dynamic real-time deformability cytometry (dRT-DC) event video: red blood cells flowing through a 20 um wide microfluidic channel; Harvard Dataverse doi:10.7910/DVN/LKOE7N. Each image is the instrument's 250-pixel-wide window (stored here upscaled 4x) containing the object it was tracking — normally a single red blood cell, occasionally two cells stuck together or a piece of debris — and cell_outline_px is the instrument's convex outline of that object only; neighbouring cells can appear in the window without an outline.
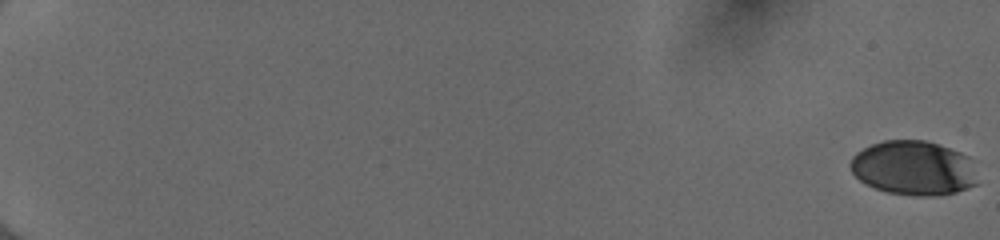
{"species": "human", "species_latin": "Homo sapiens", "temperature_condition": "cold", "stored_images_in_passage": 55, "camera_frame_rate_fps": 3000, "um_per_image_px": 0.085, "donor": {"sex": "female"}, "frame": {"image": 1, "passage_image": 1, "time_ms": 0.0, "image_size_px": [1000, 240], "cell_outline_px": [[976, 184], [968, 188], [956, 192], [932, 196], [916, 196], [888, 192], [876, 188], [860, 180], [852, 172], [848, 164], [852, 156], [856, 152], [872, 144], [884, 140], [924, 140], [940, 144], [960, 152], [968, 156]], "centroid_in_image_um": [77.6, 14.27], "position_along_channel_um": 7.4, "area_um2": 40.06}}
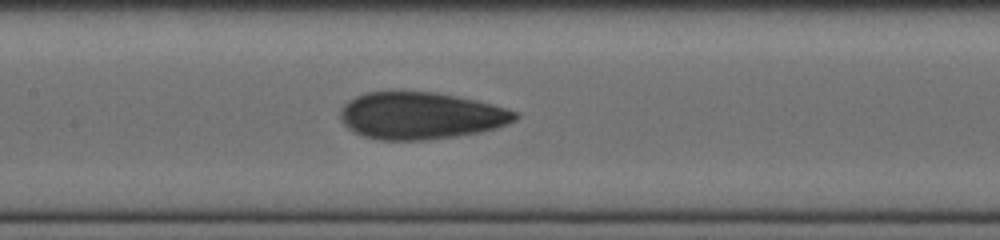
{"frame": {"image": 2, "passage_image": 31, "time_ms": 10.0, "image_size_px": [1000, 240], "cell_outline_px": [[520, 116], [516, 120], [508, 124], [496, 128], [480, 132], [456, 136], [428, 140], [380, 140], [364, 136], [352, 132], [344, 124], [340, 116], [340, 112], [344, 104], [348, 100], [356, 96], [368, 92], [436, 92], [476, 100], [492, 104], [520, 112]], "centroid_in_image_um": [35.79, 9.84], "position_along_channel_um": 171.6, "area_um2": 48.09}}
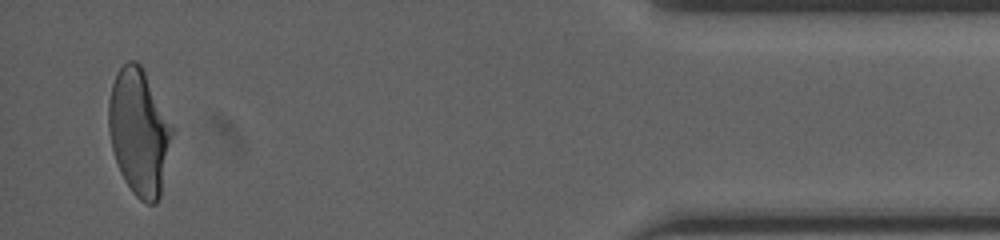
{"frame": {"image": 3, "passage_image": 54, "time_ms": 17.667, "image_size_px": [1000, 240], "cell_outline_px": [[172, 136], [160, 196], [156, 204], [148, 204], [140, 200], [132, 192], [124, 180], [120, 172], [112, 148], [108, 128], [108, 100], [112, 84], [116, 72], [128, 60], [136, 60], [140, 64], [172, 128]], "centroid_in_image_um": [11.78, 11.24], "position_along_channel_um": 423.4, "area_um2": 45.95}, "authors_computed_cell_mechanics": {"area_um2": 45.4308, "velocity_mm_per_s": 4.0076, "shape_relaxation_time_tau1_ms": 5.3547, "shape_relaxation_time_tau2_ms": 1.276, "deformation_change_tau1": 0.1851, "deformation_change_tau2": 0.0686}}